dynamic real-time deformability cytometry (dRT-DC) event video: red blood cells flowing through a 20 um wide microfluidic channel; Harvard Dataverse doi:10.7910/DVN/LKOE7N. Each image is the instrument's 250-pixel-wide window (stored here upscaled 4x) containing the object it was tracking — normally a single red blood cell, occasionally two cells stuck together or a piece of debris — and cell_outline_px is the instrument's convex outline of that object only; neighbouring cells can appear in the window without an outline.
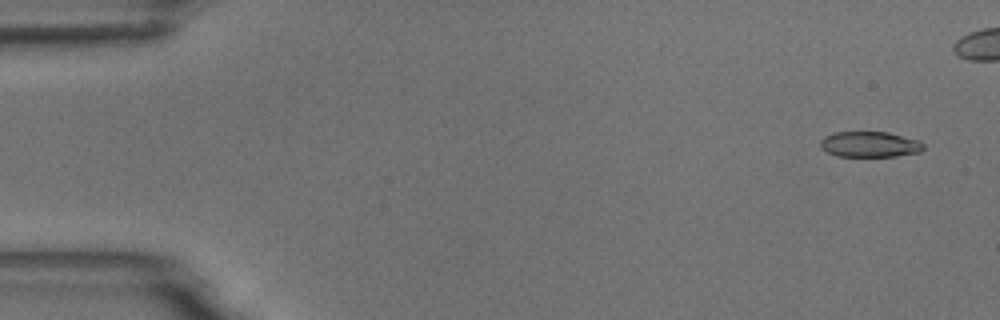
{"species": "common noctule bat (a hibernating species)", "species_latin": "Nyctalus noctula", "temperature_condition": "room temperature", "stored_images_in_passage": 4, "camera_frame_rate_fps": 3000, "um_per_image_px": 0.085, "animal": {"sex": "male", "body_mass_g": 18.8}, "frame": {"image": 1, "passage_image": 1, "time_ms": 0.0, "image_size_px": [1000, 320], "cell_outline_px": [[924, 148], [920, 152], [896, 156], [836, 156], [828, 152], [820, 144], [820, 140], [824, 136], [836, 132], [888, 132], [920, 140], [924, 144]], "centroid_in_image_um": [73.97, 12.26], "position_along_channel_um": 11.0, "area_um2": 15.37}}